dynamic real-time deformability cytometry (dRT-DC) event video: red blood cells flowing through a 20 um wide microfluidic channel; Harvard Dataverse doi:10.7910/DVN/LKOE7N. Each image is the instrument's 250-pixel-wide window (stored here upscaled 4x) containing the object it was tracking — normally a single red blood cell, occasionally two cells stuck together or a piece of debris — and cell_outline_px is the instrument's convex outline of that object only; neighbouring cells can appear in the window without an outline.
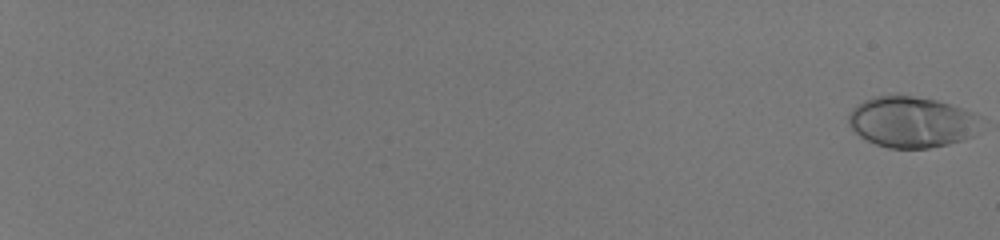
{"species": "human", "species_latin": "Homo sapiens", "temperature_condition": "room temperature", "stored_images_in_passage": 24, "camera_frame_rate_fps": 3000, "um_per_image_px": 0.085, "donor": {"sex": "male"}, "frame": {"image": 1, "passage_image": 1, "time_ms": 0.0, "image_size_px": [1000, 240], "cell_outline_px": [[980, 116], [972, 136], [948, 144], [928, 148], [888, 148], [876, 144], [860, 136], [848, 124], [848, 116], [852, 108], [856, 104], [872, 96], [912, 96], [936, 100], [972, 112]], "centroid_in_image_um": [77.42, 10.37], "position_along_channel_um": 7.6, "area_um2": 38.78}}
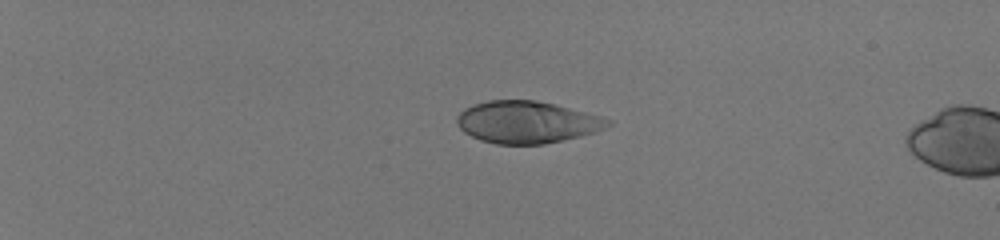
{"frame": {"image": 2, "passage_image": 18, "time_ms": 5.667, "image_size_px": [1000, 240], "cell_outline_px": [[612, 124], [604, 128], [580, 136], [564, 140], [544, 144], [496, 144], [480, 140], [464, 132], [456, 124], [456, 116], [464, 108], [472, 104], [488, 100], [536, 100], [556, 104], [600, 116], [612, 120]], "centroid_in_image_um": [44.75, 10.37], "position_along_channel_um": 40.2, "area_um2": 37.11}}